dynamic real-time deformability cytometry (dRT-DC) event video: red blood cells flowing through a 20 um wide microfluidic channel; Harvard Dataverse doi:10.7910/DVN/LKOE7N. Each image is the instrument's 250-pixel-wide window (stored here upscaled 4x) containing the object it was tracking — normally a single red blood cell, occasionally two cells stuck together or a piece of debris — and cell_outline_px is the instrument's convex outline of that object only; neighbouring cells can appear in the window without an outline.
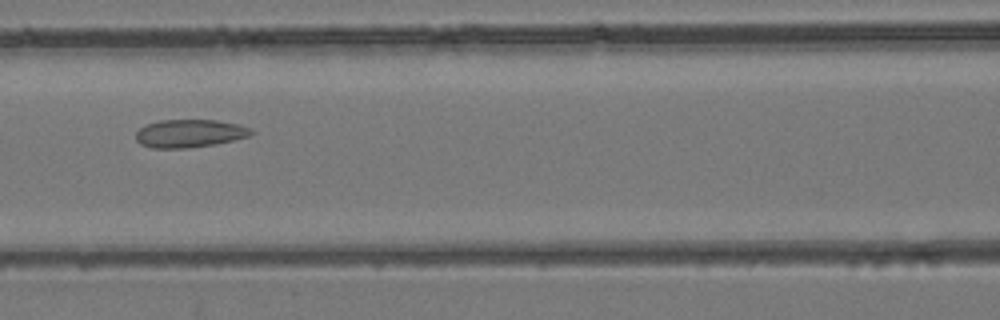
{"species": "common noctule bat (a hibernating species)", "species_latin": "Nyctalus noctula", "temperature_condition": "room temperature", "stored_images_in_passage": 5, "camera_frame_rate_fps": 3000, "um_per_image_px": 0.085, "animal": {"sex": "female", "body_mass_g": 24.6, "forearm_length_mm": 56.2}, "frame": {"image": 1, "passage_image": 5, "time_ms": 5.667, "image_size_px": [1000, 320], "cell_outline_px": [[256, 132], [248, 136], [216, 144], [188, 148], [148, 148], [140, 144], [136, 140], [136, 132], [140, 128], [148, 124], [160, 120], [216, 120], [240, 124], [252, 128]], "centroid_in_image_um": [16.13, 11.34], "position_along_channel_um": 150.5, "area_um2": 18.96}}